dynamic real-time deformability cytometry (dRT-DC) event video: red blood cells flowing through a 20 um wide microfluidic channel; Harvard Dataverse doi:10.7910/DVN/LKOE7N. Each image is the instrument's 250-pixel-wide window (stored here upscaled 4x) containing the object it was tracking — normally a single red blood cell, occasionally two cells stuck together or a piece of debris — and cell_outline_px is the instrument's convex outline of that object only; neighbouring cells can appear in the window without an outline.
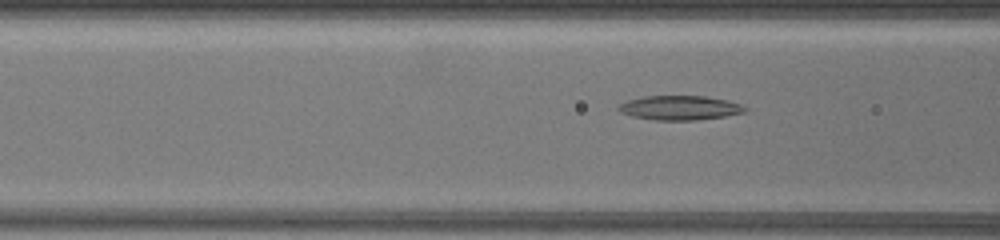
{"species": "common noctule bat (a hibernating species)", "species_latin": "Nyctalus noctula", "temperature_condition": "warm", "stored_images_in_passage": 39, "camera_frame_rate_fps": 3000, "um_per_image_px": 0.085, "animal": {"sex": "female", "body_mass_g": 19.5, "forearm_length_mm": 54.1}, "frame": {"image": 1, "passage_image": 10, "time_ms": 3.0, "image_size_px": [1000, 240], "cell_outline_px": [[748, 108], [744, 112], [724, 116], [696, 120], [652, 120], [632, 116], [620, 112], [616, 108], [620, 104], [628, 100], [644, 96], [704, 96], [728, 100], [740, 104]], "centroid_in_image_um": [57.76, 9.16], "position_along_channel_um": 108.8, "area_um2": 17.92}}
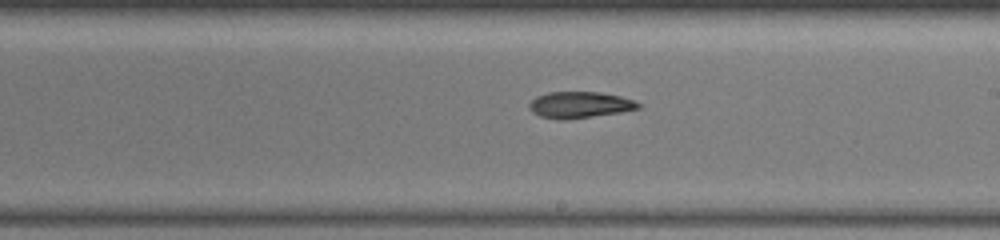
{"frame": {"image": 2, "passage_image": 22, "time_ms": 7.0, "image_size_px": [1000, 240], "cell_outline_px": [[640, 108], [620, 112], [564, 120], [556, 120], [540, 116], [532, 112], [528, 108], [528, 104], [536, 96], [548, 92], [600, 92], [620, 96], [632, 100], [640, 104]], "centroid_in_image_um": [49.22, 8.91], "position_along_channel_um": 239.8, "area_um2": 16.7}}
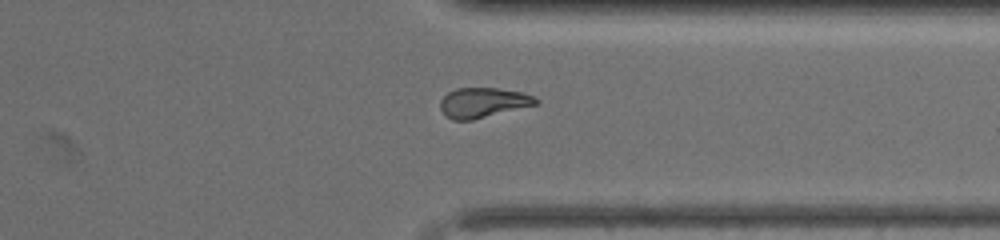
{"frame": {"image": 3, "passage_image": 34, "time_ms": 11.0, "image_size_px": [1000, 240], "cell_outline_px": [[540, 100], [536, 104], [472, 120], [452, 120], [444, 116], [440, 108], [440, 100], [448, 92], [456, 88], [496, 88], [524, 92], [536, 96]], "centroid_in_image_um": [41.05, 8.72], "position_along_channel_um": 370.4, "area_um2": 16.76}}